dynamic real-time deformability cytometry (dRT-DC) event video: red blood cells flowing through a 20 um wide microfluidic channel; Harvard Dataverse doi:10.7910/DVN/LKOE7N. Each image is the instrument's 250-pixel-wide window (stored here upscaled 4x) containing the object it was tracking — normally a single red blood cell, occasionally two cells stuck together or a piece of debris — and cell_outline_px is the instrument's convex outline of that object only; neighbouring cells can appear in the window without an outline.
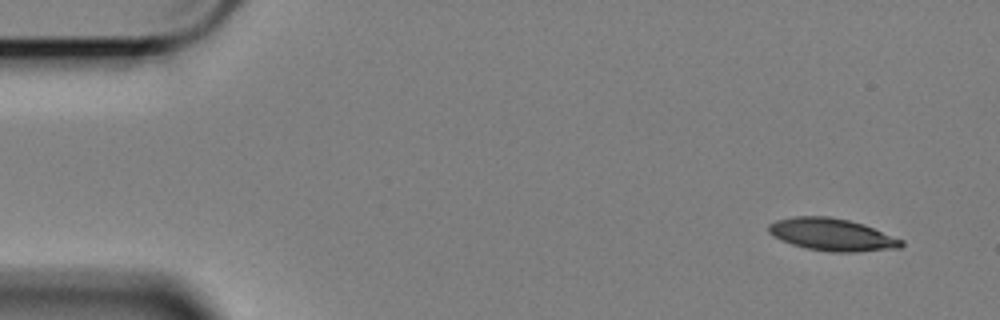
{"species": "Egyptian fruit bat (a non-hibernating species)", "species_latin": "Rousettus aegyptiacus", "temperature_condition": "cold", "stored_images_in_passage": 56, "camera_frame_rate_fps": 3000, "um_per_image_px": 0.085, "animal": {"sex": "female"}, "frame": {"image": 1, "passage_image": 1, "time_ms": 0.0, "image_size_px": [1000, 320], "cell_outline_px": [[904, 244], [900, 248], [856, 252], [828, 252], [804, 248], [780, 240], [772, 236], [768, 232], [768, 224], [776, 220], [792, 216], [828, 216], [848, 220], [864, 224], [904, 240]], "centroid_in_image_um": [70.7, 19.94], "position_along_channel_um": 14.3, "area_um2": 25.32}}
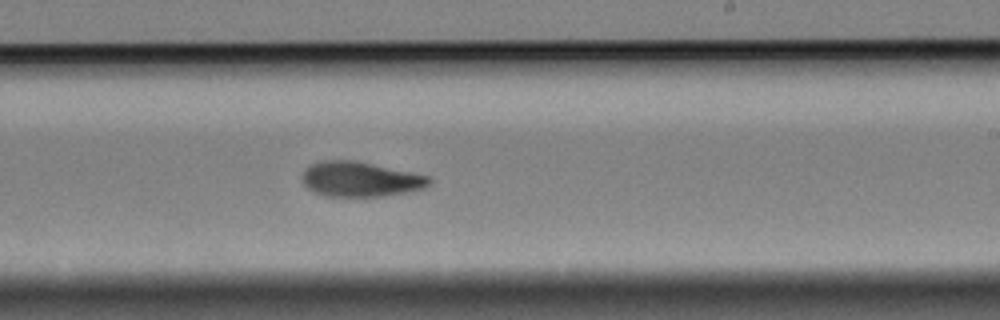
{"frame": {"image": 2, "passage_image": 32, "time_ms": 10.333, "image_size_px": [1000, 320], "cell_outline_px": [[432, 180], [424, 188], [408, 192], [384, 196], [324, 196], [312, 192], [304, 184], [304, 168], [320, 160], [356, 160], [432, 176]], "centroid_in_image_um": [30.65, 15.23], "position_along_channel_um": 258.3, "area_um2": 26.07}}
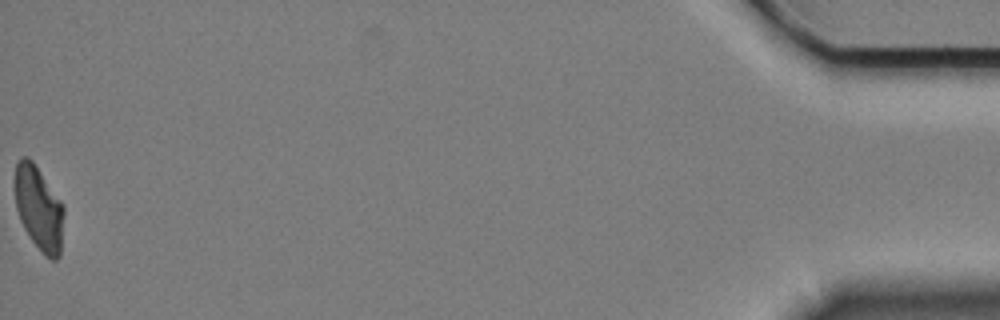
{"frame": {"image": 3, "passage_image": 56, "time_ms": 18.333, "image_size_px": [1000, 320], "cell_outline_px": [[64, 212], [60, 256], [56, 260], [52, 260], [44, 256], [32, 240], [24, 228], [20, 220], [16, 208], [12, 184], [16, 164], [20, 156], [28, 156], [32, 160], [60, 200], [64, 208]], "centroid_in_image_um": [3.26, 17.68], "position_along_channel_um": 431.9, "area_um2": 24.45}, "authors_computed_cell_mechanics": {"area_um2": 25.9811, "velocity_mm_per_s": 3.3766, "shape_relaxation_time_tau1_ms": 7.0254, "shape_relaxation_time_tau2_ms": 5.9285, "deformation_change_tau1": 0.1759, "deformation_change_tau2": 0.1357}}